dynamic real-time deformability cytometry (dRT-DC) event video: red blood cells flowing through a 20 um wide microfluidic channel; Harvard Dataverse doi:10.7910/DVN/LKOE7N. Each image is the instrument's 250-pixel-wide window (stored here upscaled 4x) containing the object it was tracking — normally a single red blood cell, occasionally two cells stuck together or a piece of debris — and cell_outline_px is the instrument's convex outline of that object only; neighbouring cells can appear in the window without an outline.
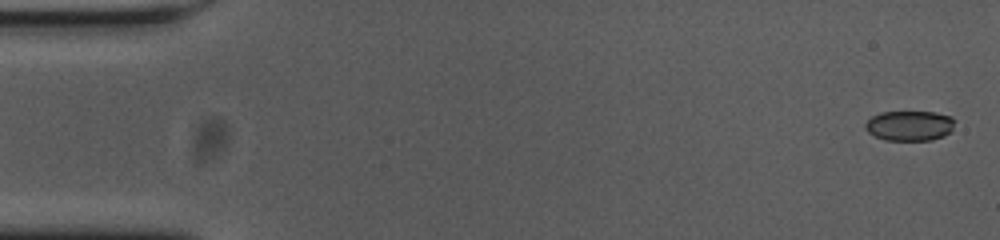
{"species": "common noctule bat (a hibernating species)", "species_latin": "Nyctalus noctula", "temperature_condition": "cold", "stored_images_in_passage": 56, "camera_frame_rate_fps": 3000, "um_per_image_px": 0.085, "animal": {"sex": "female", "body_mass_g": 23.0, "forearm_length_mm": 53.4}, "frame": {"image": 1, "passage_image": 1, "time_ms": 0.0, "image_size_px": [1000, 240], "cell_outline_px": [[956, 120], [952, 128], [944, 136], [932, 140], [884, 140], [868, 132], [864, 128], [864, 124], [872, 116], [880, 112], [936, 112], [952, 116]], "centroid_in_image_um": [77.32, 10.68], "position_along_channel_um": 7.7, "area_um2": 15.78}}
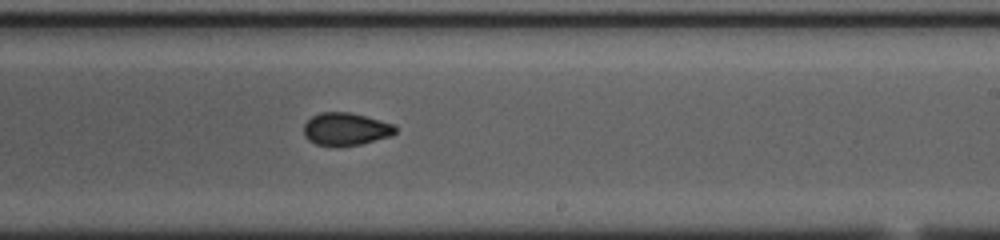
{"frame": {"image": 2, "passage_image": 33, "time_ms": 10.667, "image_size_px": [1000, 240], "cell_outline_px": [[396, 132], [392, 136], [360, 144], [336, 148], [316, 144], [308, 140], [304, 136], [304, 124], [312, 116], [320, 112], [348, 112], [380, 120], [392, 124], [396, 128]], "centroid_in_image_um": [29.36, 11.0], "position_along_channel_um": 259.6, "area_um2": 17.63}}
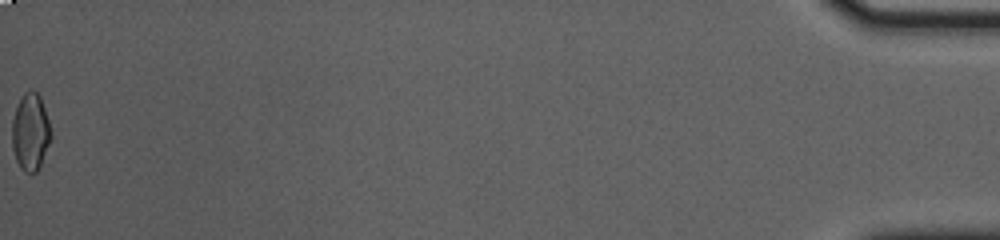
{"frame": {"image": 3, "passage_image": 56, "time_ms": 18.333, "image_size_px": [1000, 240], "cell_outline_px": [[52, 136], [40, 164], [36, 172], [24, 172], [20, 168], [16, 160], [12, 148], [12, 120], [16, 108], [24, 92], [32, 88], [40, 96], [52, 132]], "centroid_in_image_um": [2.58, 11.2], "position_along_channel_um": 432.6, "area_um2": 17.4}, "authors_computed_cell_mechanics": {"area_um2": 17.4267, "velocity_mm_per_s": 3.6444, "shape_relaxation_time_tau1_ms": 6.6476, "shape_relaxation_time_tau2_ms": 1.1395, "deformation_change_tau1": 0.1368, "deformation_change_tau2": 0.0434}}